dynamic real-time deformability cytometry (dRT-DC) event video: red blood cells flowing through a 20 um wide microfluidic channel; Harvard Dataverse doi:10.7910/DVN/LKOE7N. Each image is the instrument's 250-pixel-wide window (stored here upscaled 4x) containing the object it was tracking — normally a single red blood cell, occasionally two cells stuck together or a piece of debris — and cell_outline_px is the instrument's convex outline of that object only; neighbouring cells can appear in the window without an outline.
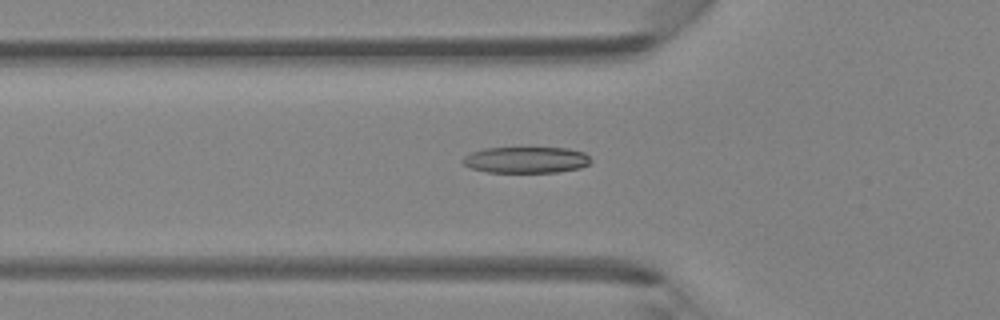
{"species": "Egyptian fruit bat (a non-hibernating species)", "species_latin": "Rousettus aegyptiacus", "temperature_condition": "room temperature", "stored_images_in_passage": 46, "camera_frame_rate_fps": 3000, "um_per_image_px": 0.085, "animal": {"sex": "female"}, "frame": {"image": 1, "passage_image": 16, "time_ms": 5.0, "image_size_px": [1000, 320], "cell_outline_px": [[592, 160], [588, 164], [580, 168], [556, 172], [488, 172], [472, 168], [464, 164], [460, 160], [464, 156], [472, 152], [484, 148], [568, 148], [584, 152]], "centroid_in_image_um": [44.72, 13.59], "position_along_channel_um": 81.1, "area_um2": 19.54}}
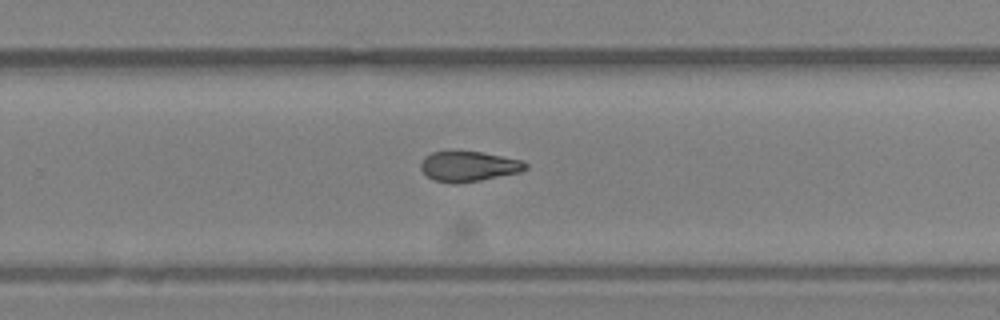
{"frame": {"image": 2, "passage_image": 30, "time_ms": 9.667, "image_size_px": [1000, 320], "cell_outline_px": [[528, 168], [520, 172], [480, 180], [456, 184], [452, 184], [432, 180], [420, 168], [420, 164], [424, 156], [432, 152], [480, 152], [524, 160], [528, 164]], "centroid_in_image_um": [39.84, 14.15], "position_along_channel_um": 290.0, "area_um2": 18.44}}
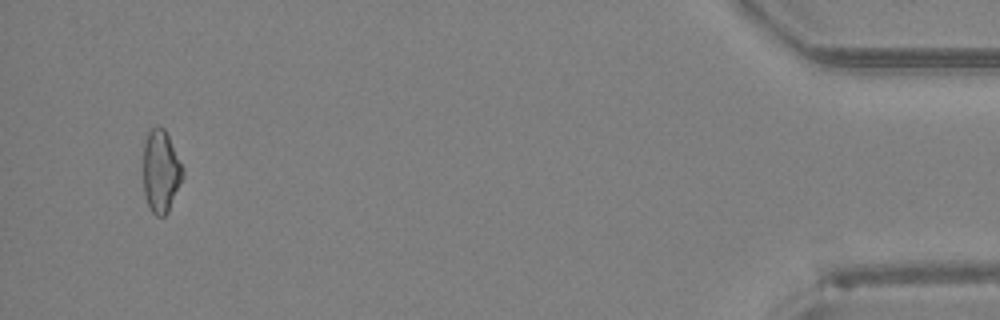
{"frame": {"image": 3, "passage_image": 44, "time_ms": 14.333, "image_size_px": [1000, 320], "cell_outline_px": [[184, 176], [168, 212], [164, 216], [156, 216], [152, 212], [144, 196], [144, 144], [148, 132], [156, 124], [164, 128], [184, 168]], "centroid_in_image_um": [13.68, 14.56], "position_along_channel_um": 421.5, "area_um2": 19.02}}